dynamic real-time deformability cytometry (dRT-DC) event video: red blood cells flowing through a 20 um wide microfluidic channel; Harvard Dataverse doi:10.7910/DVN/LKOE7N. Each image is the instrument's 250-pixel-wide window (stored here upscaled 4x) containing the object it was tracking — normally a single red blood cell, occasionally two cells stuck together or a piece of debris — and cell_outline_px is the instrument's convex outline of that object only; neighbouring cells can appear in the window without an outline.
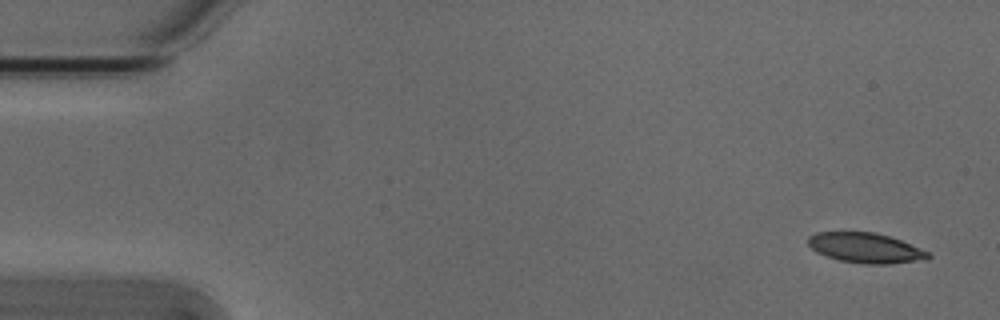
{"species": "Egyptian fruit bat (a non-hibernating species)", "species_latin": "Rousettus aegyptiacus", "temperature_condition": "cold", "stored_images_in_passage": 4, "camera_frame_rate_fps": 3000, "um_per_image_px": 0.085, "animal": {"sex": "male"}, "frame": {"image": 1, "passage_image": 1, "time_ms": 0.0, "image_size_px": [1000, 320], "cell_outline_px": [[932, 256], [928, 260], [888, 264], [864, 264], [840, 260], [824, 256], [816, 252], [808, 244], [808, 236], [816, 232], [876, 232], [900, 240], [928, 252]], "centroid_in_image_um": [73.57, 21.08], "position_along_channel_um": 11.4, "area_um2": 21.1}}